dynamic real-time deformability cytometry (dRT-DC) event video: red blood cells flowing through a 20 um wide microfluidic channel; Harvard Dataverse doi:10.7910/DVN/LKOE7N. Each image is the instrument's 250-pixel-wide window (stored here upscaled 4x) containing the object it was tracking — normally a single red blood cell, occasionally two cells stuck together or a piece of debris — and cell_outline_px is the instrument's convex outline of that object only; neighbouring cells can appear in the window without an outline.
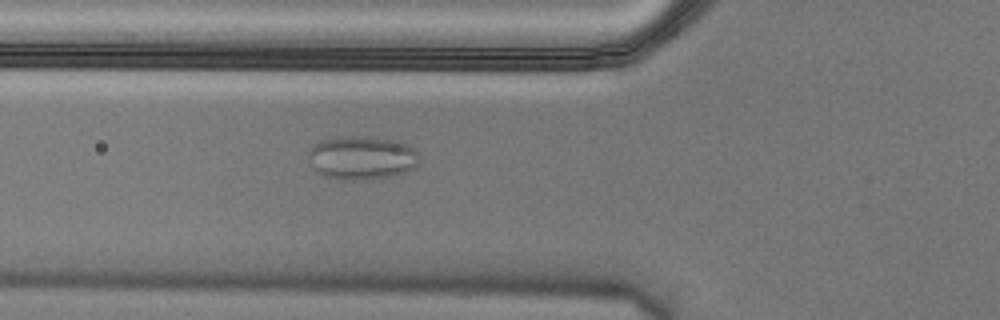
{"species": "Egyptian fruit bat (a non-hibernating species)", "species_latin": "Rousettus aegyptiacus", "temperature_condition": "cold", "stored_images_in_passage": 55, "camera_frame_rate_fps": 3000, "um_per_image_px": 0.085, "animal": {"sex": "male"}, "frame": {"image": 1, "passage_image": 20, "time_ms": 6.333, "image_size_px": [1000, 320], "cell_outline_px": [[416, 168], [408, 172], [392, 176], [360, 180], [344, 180], [324, 176], [316, 172], [308, 156], [308, 152], [312, 144], [320, 140], [340, 136], [364, 136], [400, 140], [416, 148]], "centroid_in_image_um": [30.75, 13.39], "position_along_channel_um": 95.1, "area_um2": 28.61}}
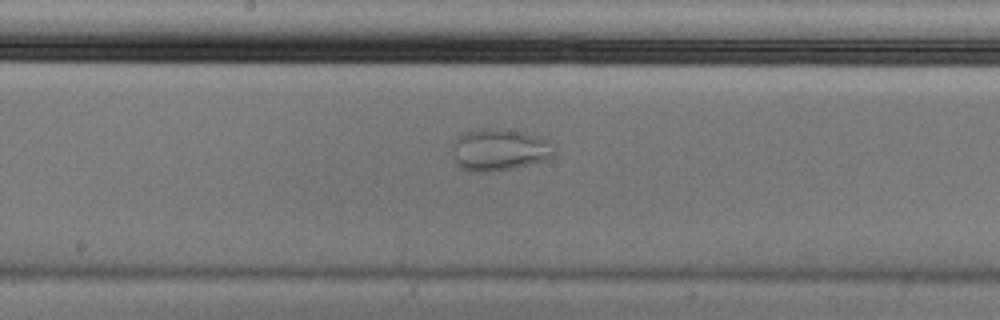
{"frame": {"image": 2, "passage_image": 29, "time_ms": 9.333, "image_size_px": [1000, 320], "cell_outline_px": [[556, 152], [552, 156], [544, 160], [512, 168], [488, 172], [468, 172], [460, 168], [456, 164], [452, 144], [452, 140], [456, 136], [464, 132], [484, 128], [496, 128], [524, 132], [540, 136]], "centroid_in_image_um": [42.36, 12.73], "position_along_channel_um": 205.8, "area_um2": 24.85}}
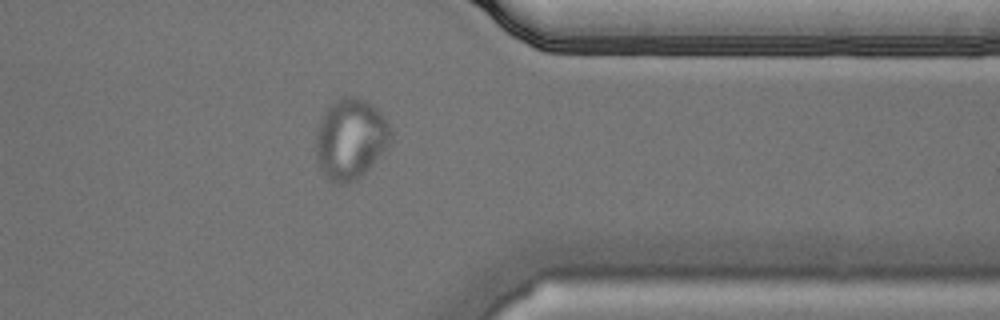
{"frame": {"image": 3, "passage_image": 44, "time_ms": 14.333, "image_size_px": [1000, 320], "cell_outline_px": [[392, 136], [388, 148], [356, 180], [348, 184], [336, 184], [320, 168], [316, 160], [316, 132], [320, 120], [324, 112], [332, 100], [344, 96], [356, 96], [364, 100], [376, 108], [380, 112], [388, 124], [392, 132]], "centroid_in_image_um": [29.79, 11.79], "position_along_channel_um": 381.6, "area_um2": 35.26}}